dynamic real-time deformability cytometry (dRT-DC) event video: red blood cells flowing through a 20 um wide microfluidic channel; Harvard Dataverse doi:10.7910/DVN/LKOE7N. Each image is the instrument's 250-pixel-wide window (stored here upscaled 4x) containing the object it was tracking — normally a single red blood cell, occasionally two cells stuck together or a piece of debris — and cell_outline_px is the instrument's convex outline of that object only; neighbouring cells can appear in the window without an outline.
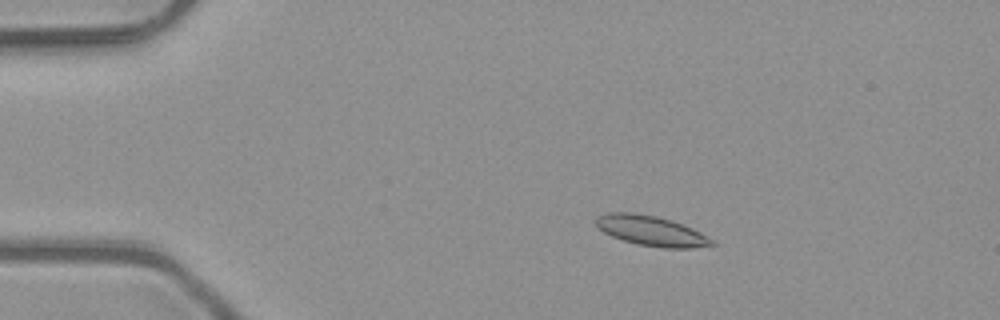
{"species": "common noctule bat (a hibernating species)", "species_latin": "Nyctalus noctula", "temperature_condition": "room temperature", "stored_images_in_passage": 4, "camera_frame_rate_fps": 3000, "um_per_image_px": 0.085, "animal": {"sex": "male", "body_mass_g": 23.1, "forearm_length_mm": 52.7}, "frame": {"image": 1, "passage_image": 3, "time_ms": 0.667, "image_size_px": [1000, 320], "cell_outline_px": [[716, 244], [692, 248], [664, 248], [636, 244], [612, 236], [604, 232], [596, 224], [596, 220], [600, 216], [608, 212], [632, 212], [656, 216], [672, 220], [692, 228], [700, 232], [712, 240]], "centroid_in_image_um": [55.36, 19.62], "position_along_channel_um": 29.6, "area_um2": 20.06}}